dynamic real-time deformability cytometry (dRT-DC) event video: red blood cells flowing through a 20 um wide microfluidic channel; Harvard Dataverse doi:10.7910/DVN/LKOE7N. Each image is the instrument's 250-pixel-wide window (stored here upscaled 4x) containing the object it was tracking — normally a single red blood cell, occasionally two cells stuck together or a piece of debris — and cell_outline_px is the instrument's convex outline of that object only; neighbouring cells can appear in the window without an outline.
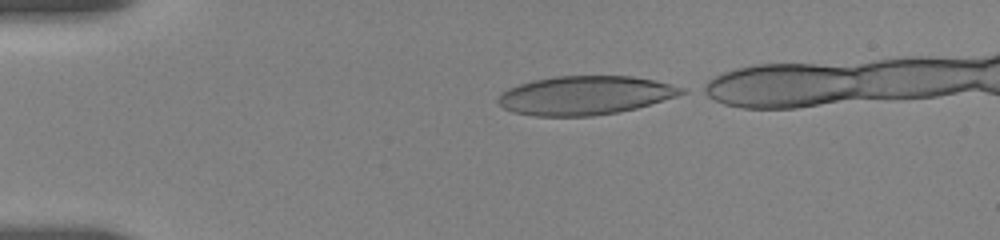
{"species": "human", "species_latin": "Homo sapiens", "temperature_condition": "room temperature", "stored_images_in_passage": 39, "camera_frame_rate_fps": 3000, "um_per_image_px": 0.085, "donor": {"sex": "female"}, "frame": {"image": 1, "passage_image": 1, "time_ms": 0.0, "image_size_px": [1000, 240], "cell_outline_px": [[688, 92], [676, 96], [636, 108], [616, 112], [592, 116], [536, 116], [512, 112], [504, 108], [496, 100], [508, 88], [532, 80], [556, 76], [632, 76], [656, 80], [684, 88]], "centroid_in_image_um": [49.73, 8.1], "position_along_channel_um": 35.3, "area_um2": 41.27}}
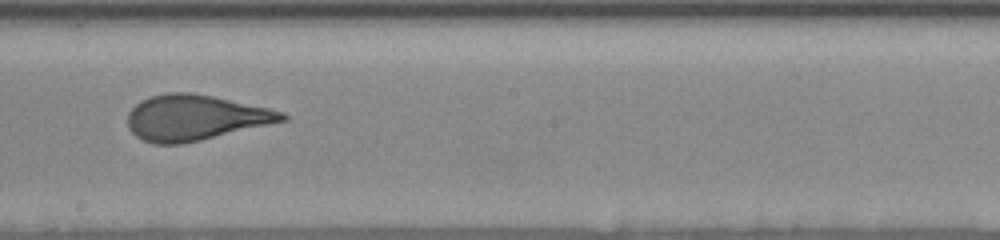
{"frame": {"image": 2, "passage_image": 24, "time_ms": 6.667, "image_size_px": [1000, 240], "cell_outline_px": [[288, 120], [184, 144], [156, 144], [144, 140], [136, 136], [128, 128], [128, 112], [140, 100], [152, 96], [168, 92], [188, 92], [212, 96], [268, 108], [284, 112], [288, 116]], "centroid_in_image_um": [16.58, 10.0], "position_along_channel_um": 231.6, "area_um2": 40.81}}
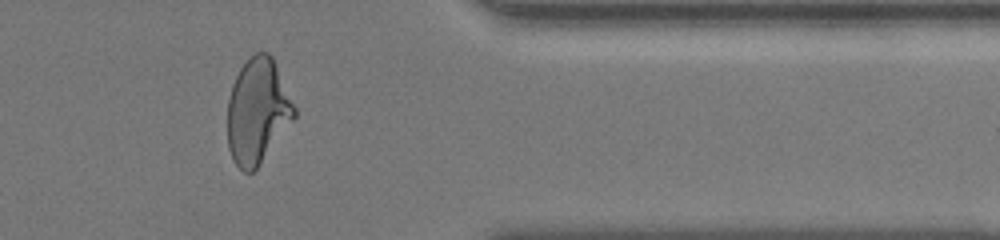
{"frame": {"image": 3, "passage_image": 35, "time_ms": 11.333, "image_size_px": [1000, 240], "cell_outline_px": [[296, 116], [260, 164], [252, 172], [244, 172], [236, 164], [228, 148], [228, 100], [232, 84], [240, 68], [256, 52], [268, 52], [272, 56], [296, 108]], "centroid_in_image_um": [21.89, 9.45], "position_along_channel_um": 389.5, "area_um2": 40.52}}